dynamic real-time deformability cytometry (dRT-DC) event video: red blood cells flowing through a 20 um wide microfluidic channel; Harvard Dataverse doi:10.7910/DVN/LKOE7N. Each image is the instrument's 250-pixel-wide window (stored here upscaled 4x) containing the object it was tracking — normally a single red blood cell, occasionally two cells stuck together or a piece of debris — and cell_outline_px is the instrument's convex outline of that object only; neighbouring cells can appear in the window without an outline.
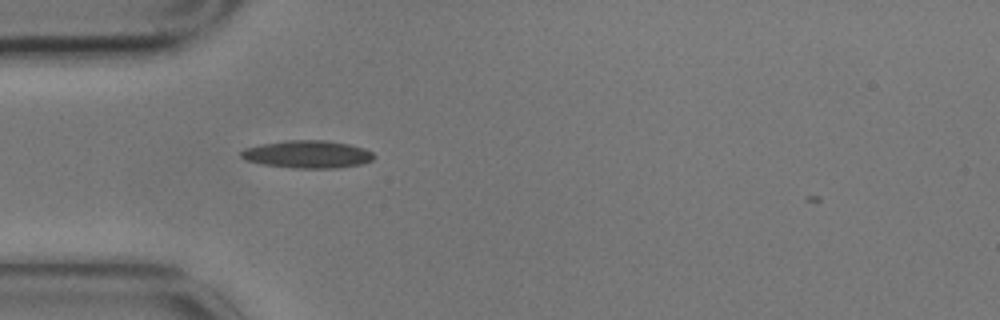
{"species": "common noctule bat (a hibernating species)", "species_latin": "Nyctalus noctula", "temperature_condition": "cold", "stored_images_in_passage": 1, "camera_frame_rate_fps": 3000, "um_per_image_px": 0.085, "animal": {"sex": "male", "body_mass_g": 17.9}, "frame": {"image": 1, "passage_image": 1, "time_ms": 0.0, "image_size_px": [1000, 320], "cell_outline_px": [[376, 156], [372, 160], [360, 164], [336, 168], [292, 168], [260, 164], [244, 160], [240, 156], [240, 152], [244, 148], [260, 144], [284, 140], [328, 140], [348, 144], [364, 148], [372, 152]], "centroid_in_image_um": [26.09, 13.11], "position_along_channel_um": 58.9, "area_um2": 21.62}}